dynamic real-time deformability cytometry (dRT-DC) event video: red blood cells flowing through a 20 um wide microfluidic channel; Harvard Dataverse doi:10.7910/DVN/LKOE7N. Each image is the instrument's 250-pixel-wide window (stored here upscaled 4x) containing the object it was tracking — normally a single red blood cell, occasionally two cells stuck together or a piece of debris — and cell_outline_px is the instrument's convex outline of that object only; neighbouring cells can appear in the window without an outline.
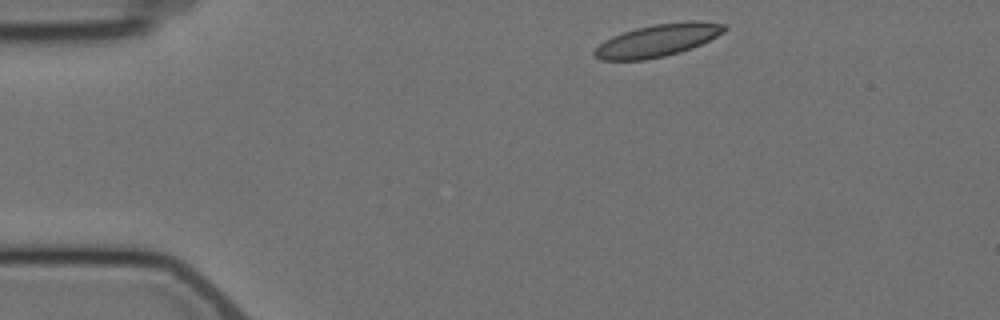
{"species": "Egyptian fruit bat (a non-hibernating species)", "species_latin": "Rousettus aegyptiacus", "temperature_condition": "cold", "stored_images_in_passage": 5, "camera_frame_rate_fps": 3000, "um_per_image_px": 0.085, "animal": {"sex": "female"}, "frame": {"image": 1, "passage_image": 1, "time_ms": 0.0, "image_size_px": [1000, 320], "cell_outline_px": [[728, 28], [724, 32], [692, 48], [680, 52], [664, 56], [644, 60], [600, 60], [592, 52], [604, 40], [612, 36], [636, 28], [656, 24], [692, 20], [696, 20], [724, 24]], "centroid_in_image_um": [55.9, 3.43], "position_along_channel_um": 29.1, "area_um2": 24.39}}